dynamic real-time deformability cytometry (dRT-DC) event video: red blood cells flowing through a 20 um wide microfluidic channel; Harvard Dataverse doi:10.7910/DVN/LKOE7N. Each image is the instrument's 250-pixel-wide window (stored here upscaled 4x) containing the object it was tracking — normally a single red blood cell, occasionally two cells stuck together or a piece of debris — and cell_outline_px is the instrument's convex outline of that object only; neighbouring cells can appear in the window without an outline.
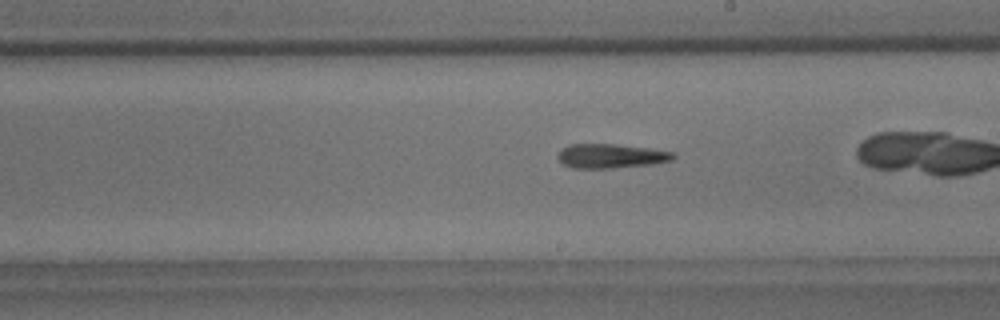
{"species": "common noctule bat (a hibernating species)", "species_latin": "Nyctalus noctula", "temperature_condition": "room temperature", "stored_images_in_passage": 41, "camera_frame_rate_fps": 3000, "um_per_image_px": 0.085, "animal": {"sex": "male", "body_mass_g": 18.8}, "frame": {"image": 1, "passage_image": 29, "time_ms": 9.333, "image_size_px": [1000, 320], "cell_outline_px": [[676, 156], [672, 160], [652, 164], [612, 168], [572, 168], [564, 164], [556, 156], [568, 144], [616, 144], [648, 148], [676, 152]], "centroid_in_image_um": [51.96, 13.26], "position_along_channel_um": 237.0, "area_um2": 16.3}}